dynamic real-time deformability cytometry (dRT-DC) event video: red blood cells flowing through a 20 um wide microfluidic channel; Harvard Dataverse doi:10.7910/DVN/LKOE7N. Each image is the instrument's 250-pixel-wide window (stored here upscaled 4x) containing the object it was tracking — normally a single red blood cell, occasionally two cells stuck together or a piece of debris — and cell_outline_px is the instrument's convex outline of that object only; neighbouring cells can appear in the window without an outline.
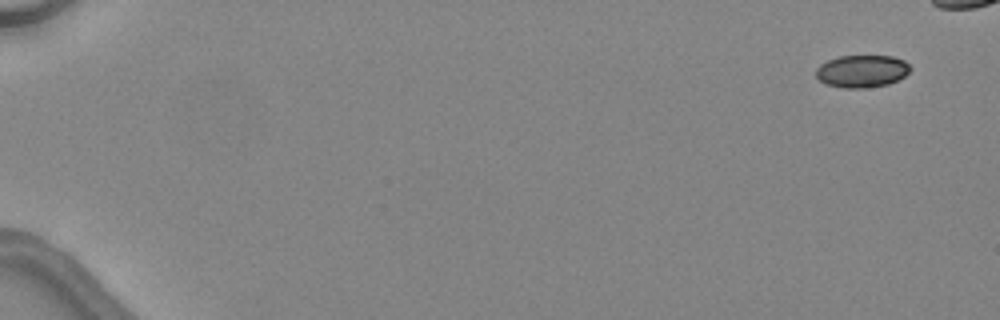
{"species": "common noctule bat (a hibernating species)", "species_latin": "Nyctalus noctula", "temperature_condition": "warm", "stored_images_in_passage": 5, "camera_frame_rate_fps": 3000, "um_per_image_px": 0.085, "animal": {"sex": "female", "body_mass_g": 24.6, "forearm_length_mm": 56.2}, "frame": {"image": 1, "passage_image": 1, "time_ms": 0.0, "image_size_px": [1000, 320], "cell_outline_px": [[912, 68], [904, 76], [888, 84], [860, 88], [844, 88], [824, 84], [816, 76], [816, 68], [820, 64], [836, 56], [892, 56], [904, 60]], "centroid_in_image_um": [73.23, 6.04], "position_along_channel_um": 11.8, "area_um2": 17.8}}